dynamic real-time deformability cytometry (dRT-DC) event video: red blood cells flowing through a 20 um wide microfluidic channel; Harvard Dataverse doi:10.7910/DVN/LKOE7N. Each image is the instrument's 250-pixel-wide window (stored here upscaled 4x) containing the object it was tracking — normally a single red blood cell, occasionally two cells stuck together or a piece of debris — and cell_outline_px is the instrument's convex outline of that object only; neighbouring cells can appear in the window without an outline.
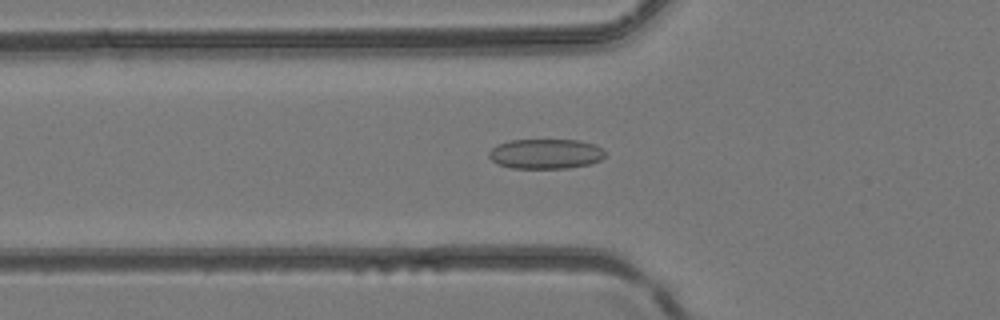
{"species": "common noctule bat (a hibernating species)", "species_latin": "Nyctalus noctula", "temperature_condition": "room temperature", "stored_images_in_passage": 26, "camera_frame_rate_fps": 3000, "um_per_image_px": 0.085, "animal": {"sex": "female", "body_mass_g": 24.6, "forearm_length_mm": 56.2}, "frame": {"image": 1, "passage_image": 3, "time_ms": 0.667, "image_size_px": [1000, 320], "cell_outline_px": [[604, 156], [600, 160], [588, 164], [568, 168], [512, 168], [496, 164], [488, 156], [488, 152], [496, 144], [508, 140], [580, 140], [596, 144], [604, 152]], "centroid_in_image_um": [46.33, 13.07], "position_along_channel_um": 79.5, "area_um2": 20.35}}
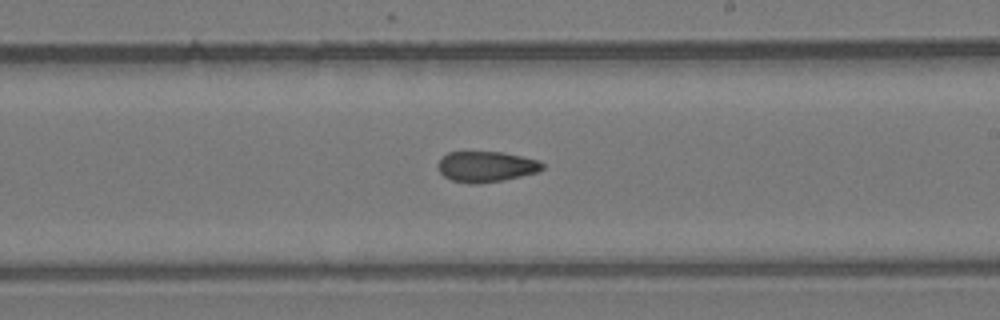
{"frame": {"image": 2, "passage_image": 13, "time_ms": 4.0, "image_size_px": [1000, 320], "cell_outline_px": [[544, 168], [540, 172], [504, 180], [476, 184], [468, 184], [452, 180], [444, 176], [440, 172], [436, 164], [448, 152], [504, 152], [540, 160], [544, 164]], "centroid_in_image_um": [41.36, 14.17], "position_along_channel_um": 247.6, "area_um2": 18.9}}
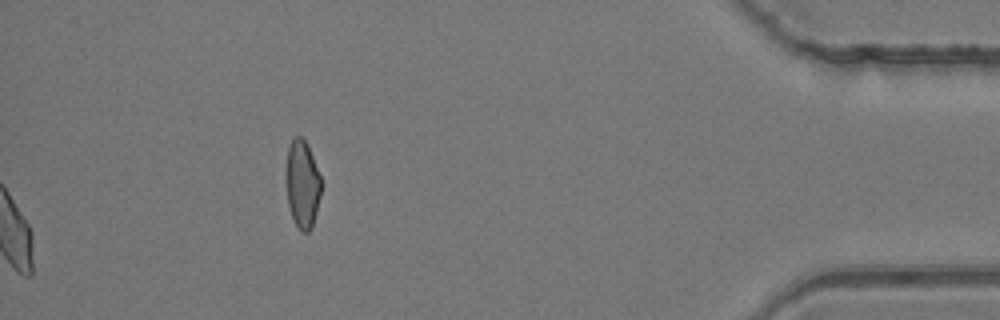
{"frame": {"image": 3, "passage_image": 26, "time_ms": 8.333, "image_size_px": [1000, 320], "cell_outline_px": [[320, 196], [312, 228], [308, 232], [300, 232], [292, 216], [288, 204], [284, 180], [288, 148], [292, 140], [296, 136], [300, 136], [308, 144], [320, 176]], "centroid_in_image_um": [25.67, 15.65], "position_along_channel_um": 409.5, "area_um2": 18.09}}